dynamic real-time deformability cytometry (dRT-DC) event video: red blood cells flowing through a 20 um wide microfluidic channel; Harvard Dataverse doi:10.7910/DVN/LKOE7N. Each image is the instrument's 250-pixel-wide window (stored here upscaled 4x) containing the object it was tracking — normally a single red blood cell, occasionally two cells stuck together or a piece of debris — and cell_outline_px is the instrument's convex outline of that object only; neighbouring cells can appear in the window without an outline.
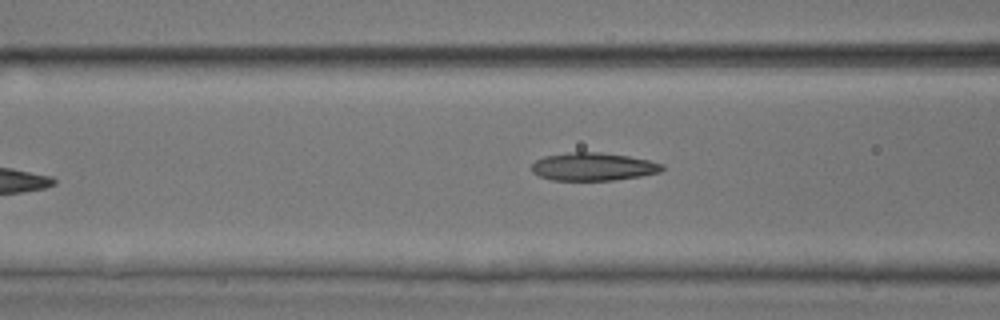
{"species": "common noctule bat (a hibernating species)", "species_latin": "Nyctalus noctula", "temperature_condition": "room temperature", "stored_images_in_passage": 8, "camera_frame_rate_fps": 3000, "um_per_image_px": 0.085, "animal": {"sex": "male", "body_mass_g": 17.9, "forearm_length_mm": 54.2}, "frame": {"image": 1, "passage_image": 7, "time_ms": 8.0, "image_size_px": [1000, 320], "cell_outline_px": [[664, 168], [660, 172], [640, 176], [612, 180], [552, 180], [540, 176], [532, 172], [532, 164], [536, 160], [544, 156], [568, 152], [600, 152], [628, 156], [648, 160], [664, 164]], "centroid_in_image_um": [50.41, 14.16], "position_along_channel_um": 116.2, "area_um2": 21.21}}
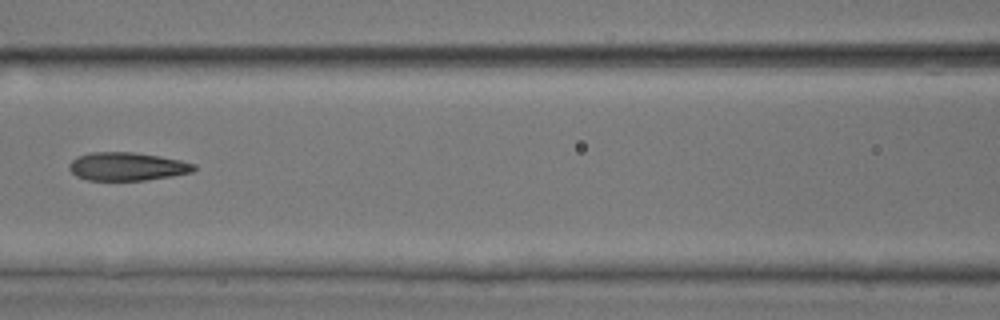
{"frame": {"image": 2, "passage_image": 8, "time_ms": 9.0, "image_size_px": [1000, 320], "cell_outline_px": [[196, 168], [192, 172], [172, 176], [144, 180], [88, 180], [76, 176], [68, 168], [68, 164], [76, 156], [92, 152], [136, 152], [160, 156], [180, 160], [196, 164]], "centroid_in_image_um": [10.79, 14.14], "position_along_channel_um": 155.8, "area_um2": 20.63}}